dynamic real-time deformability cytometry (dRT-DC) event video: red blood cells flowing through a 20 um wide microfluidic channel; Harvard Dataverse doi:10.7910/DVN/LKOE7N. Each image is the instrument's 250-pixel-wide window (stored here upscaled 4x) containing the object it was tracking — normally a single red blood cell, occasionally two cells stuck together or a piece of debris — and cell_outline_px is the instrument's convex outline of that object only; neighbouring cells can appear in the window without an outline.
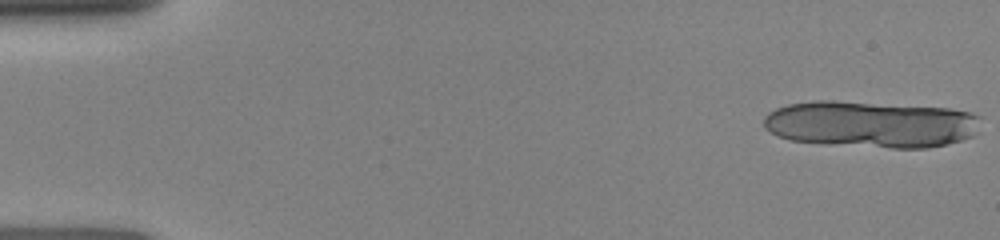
{"species": "human", "species_latin": "Homo sapiens", "temperature_condition": "room temperature", "stored_images_in_passage": 11, "camera_frame_rate_fps": 3000, "um_per_image_px": 0.085, "donor": {"sex": "female"}, "frame": {"image": 1, "passage_image": 1, "time_ms": 0.0, "image_size_px": [1000, 240], "cell_outline_px": [[980, 116], [972, 136], [948, 144], [928, 148], [892, 148], [792, 140], [780, 136], [764, 128], [764, 116], [768, 112], [776, 108], [788, 104], [812, 100], [832, 100], [948, 108], [972, 112]], "centroid_in_image_um": [74.02, 10.54], "position_along_channel_um": 11.0, "area_um2": 58.61}}